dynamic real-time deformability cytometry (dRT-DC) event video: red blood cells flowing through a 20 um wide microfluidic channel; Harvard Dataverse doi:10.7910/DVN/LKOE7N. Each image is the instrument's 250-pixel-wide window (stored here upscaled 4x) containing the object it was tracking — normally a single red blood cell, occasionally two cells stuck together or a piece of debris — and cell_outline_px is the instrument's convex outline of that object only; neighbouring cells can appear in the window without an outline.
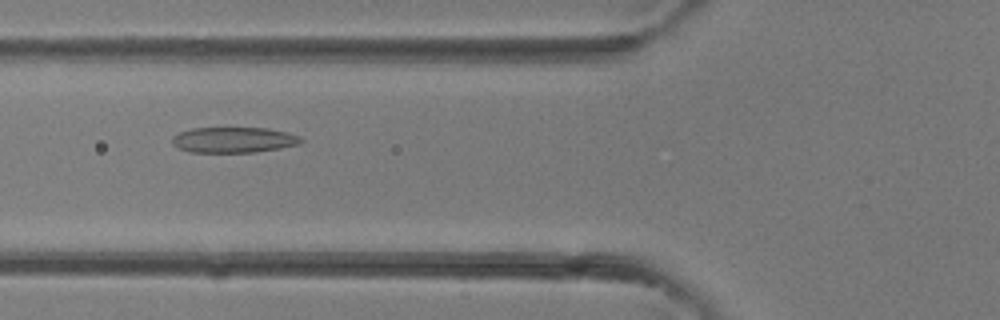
{"species": "common noctule bat (a hibernating species)", "species_latin": "Nyctalus noctula", "temperature_condition": "room temperature", "stored_images_in_passage": 38, "camera_frame_rate_fps": 3000, "um_per_image_px": 0.085, "animal": {"sex": "female"}, "frame": {"image": 1, "passage_image": 15, "time_ms": 4.667, "image_size_px": [1000, 320], "cell_outline_px": [[304, 140], [300, 144], [280, 148], [256, 152], [188, 152], [172, 144], [172, 136], [180, 132], [192, 128], [268, 128], [288, 132], [300, 136]], "centroid_in_image_um": [19.89, 11.89], "position_along_channel_um": 105.9, "area_um2": 19.31}}
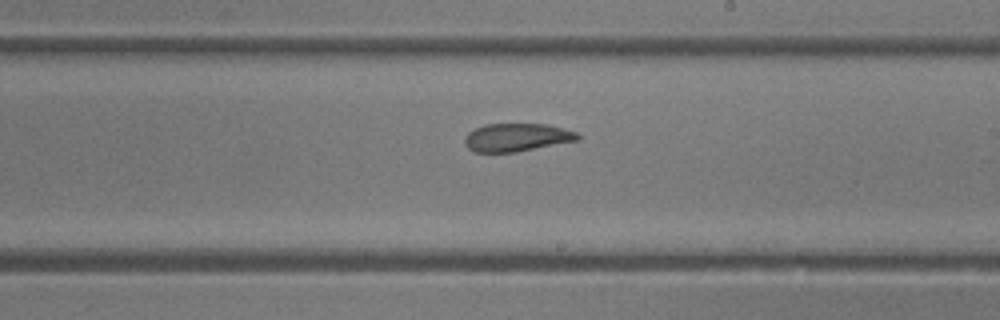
{"frame": {"image": 2, "passage_image": 23, "time_ms": 7.333, "image_size_px": [1000, 320], "cell_outline_px": [[580, 140], [516, 152], [472, 152], [464, 144], [464, 140], [468, 132], [484, 124], [548, 124], [576, 132], [580, 136]], "centroid_in_image_um": [43.92, 11.68], "position_along_channel_um": 245.1, "area_um2": 18.55}}
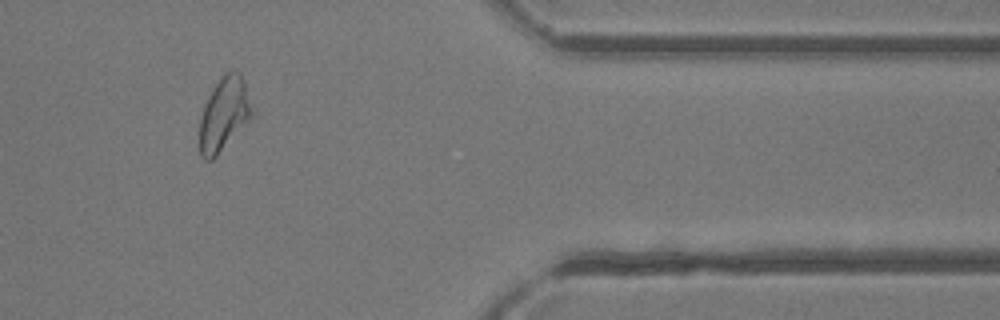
{"frame": {"image": 3, "passage_image": 33, "time_ms": 10.667, "image_size_px": [1000, 320], "cell_outline_px": [[252, 116], [216, 156], [212, 160], [204, 160], [200, 156], [200, 116], [208, 96], [212, 88], [220, 76], [224, 72], [232, 68], [240, 72], [244, 80], [252, 112]], "centroid_in_image_um": [19.01, 9.65], "position_along_channel_um": 392.4, "area_um2": 22.25}}